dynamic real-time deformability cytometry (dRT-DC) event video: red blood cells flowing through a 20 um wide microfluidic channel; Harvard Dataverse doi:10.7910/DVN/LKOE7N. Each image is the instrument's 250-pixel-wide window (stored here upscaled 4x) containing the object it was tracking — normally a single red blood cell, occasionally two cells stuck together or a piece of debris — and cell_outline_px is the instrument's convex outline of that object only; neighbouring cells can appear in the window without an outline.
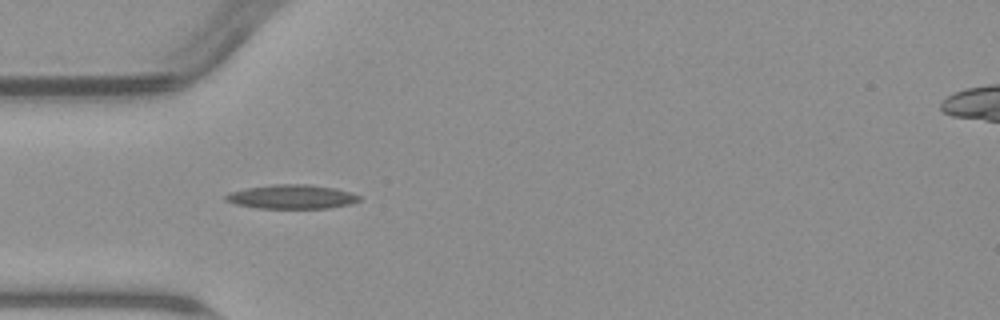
{"species": "common noctule bat (a hibernating species)", "species_latin": "Nyctalus noctula", "temperature_condition": "warm", "stored_images_in_passage": 10, "camera_frame_rate_fps": 3000, "um_per_image_px": 0.085, "animal": {"sex": "male", "body_mass_g": 23.1, "forearm_length_mm": 52.7}, "frame": {"image": 1, "passage_image": 6, "time_ms": 7.333, "image_size_px": [1000, 320], "cell_outline_px": [[360, 200], [348, 204], [328, 208], [260, 208], [236, 204], [224, 200], [224, 196], [228, 192], [248, 188], [272, 184], [312, 184], [336, 188], [352, 192], [360, 196]], "centroid_in_image_um": [24.8, 16.71], "position_along_channel_um": 60.2, "area_um2": 18.79}}
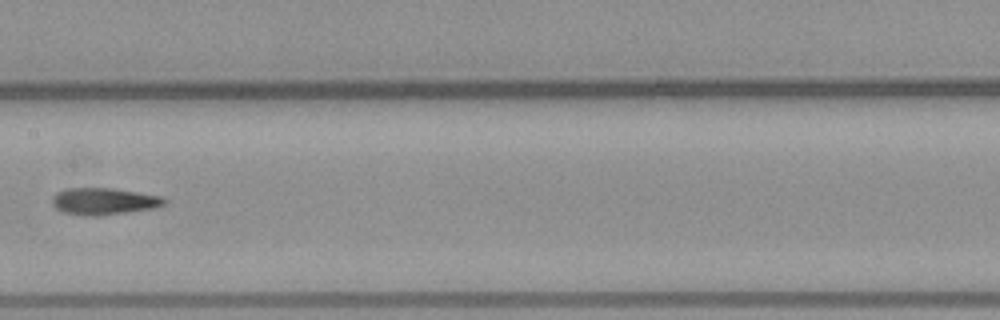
{"frame": {"image": 2, "passage_image": 9, "time_ms": 11.0, "image_size_px": [1000, 320], "cell_outline_px": [[168, 200], [164, 204], [156, 208], [128, 212], [96, 216], [84, 216], [64, 212], [56, 208], [52, 204], [52, 196], [56, 192], [64, 188], [112, 188], [164, 196]], "centroid_in_image_um": [8.84, 17.1], "position_along_channel_um": 198.6, "area_um2": 17.8}}
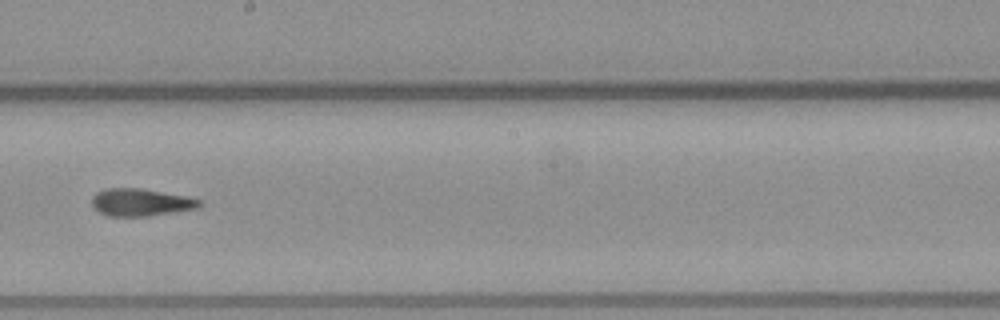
{"frame": {"image": 3, "passage_image": 10, "time_ms": 12.0, "image_size_px": [1000, 320], "cell_outline_px": [[204, 204], [200, 208], [148, 216], [108, 216], [92, 208], [92, 196], [96, 192], [104, 188], [140, 188], [184, 196], [200, 200]], "centroid_in_image_um": [11.94, 17.2], "position_along_channel_um": 236.3, "area_um2": 17.28}}